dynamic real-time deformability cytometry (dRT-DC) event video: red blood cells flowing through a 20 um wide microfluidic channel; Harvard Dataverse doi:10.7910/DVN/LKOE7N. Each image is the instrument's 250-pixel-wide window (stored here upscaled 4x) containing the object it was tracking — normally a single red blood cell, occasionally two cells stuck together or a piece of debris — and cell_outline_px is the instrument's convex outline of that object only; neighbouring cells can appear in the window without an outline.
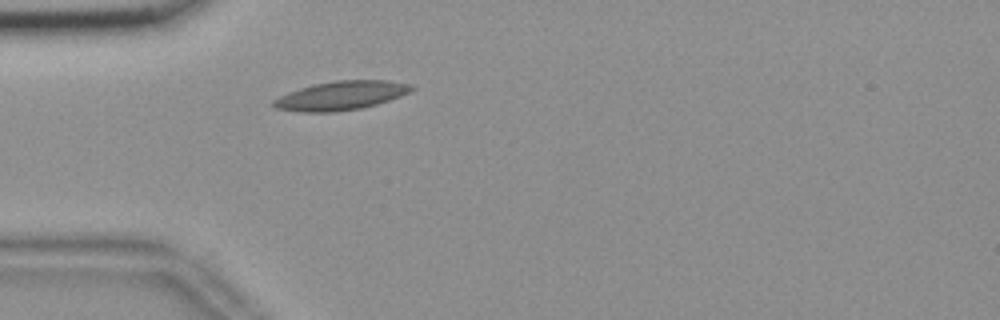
{"species": "common noctule bat (a hibernating species)", "species_latin": "Nyctalus noctula", "temperature_condition": "room temperature", "stored_images_in_passage": 4, "camera_frame_rate_fps": 3000, "um_per_image_px": 0.085, "animal": {"sex": "female", "body_mass_g": 18.4}, "frame": {"image": 1, "passage_image": 1, "time_ms": 0.0, "image_size_px": [1000, 320], "cell_outline_px": [[416, 88], [412, 92], [376, 104], [360, 108], [332, 112], [304, 112], [276, 108], [272, 104], [272, 100], [288, 92], [312, 84], [336, 80], [388, 80], [412, 84]], "centroid_in_image_um": [29.02, 8.11], "position_along_channel_um": 56.0, "area_um2": 23.24}}